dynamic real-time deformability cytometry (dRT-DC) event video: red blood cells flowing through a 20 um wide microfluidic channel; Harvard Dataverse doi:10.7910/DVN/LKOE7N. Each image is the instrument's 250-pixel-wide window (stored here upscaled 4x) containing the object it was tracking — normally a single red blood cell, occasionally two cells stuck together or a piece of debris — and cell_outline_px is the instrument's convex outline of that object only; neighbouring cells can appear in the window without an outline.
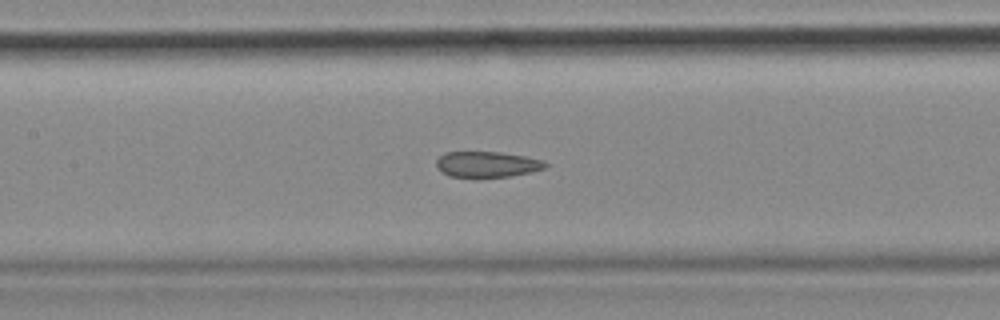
{"species": "common noctule bat (a hibernating species)", "species_latin": "Nyctalus noctula", "temperature_condition": "cold", "stored_images_in_passage": 54, "camera_frame_rate_fps": 3000, "um_per_image_px": 0.085, "animal": {"sex": "female", "body_mass_g": 18.4}, "frame": {"image": 1, "passage_image": 24, "time_ms": 7.667, "image_size_px": [1000, 320], "cell_outline_px": [[548, 164], [544, 168], [532, 172], [512, 176], [476, 180], [448, 176], [440, 172], [436, 164], [436, 160], [444, 152], [500, 152], [524, 156], [544, 160]], "centroid_in_image_um": [41.36, 14.02], "position_along_channel_um": 166.0, "area_um2": 17.17}, "authors_computed_cell_mechanics": {"area_um2": 18.2937, "velocity_mm_per_s": 3.6448, "shape_relaxation_time_tau1_ms": null, "shape_relaxation_time_tau2_ms": 1.6476, "deformation_change_tau1": null, "deformation_change_tau2": 0.0834}}